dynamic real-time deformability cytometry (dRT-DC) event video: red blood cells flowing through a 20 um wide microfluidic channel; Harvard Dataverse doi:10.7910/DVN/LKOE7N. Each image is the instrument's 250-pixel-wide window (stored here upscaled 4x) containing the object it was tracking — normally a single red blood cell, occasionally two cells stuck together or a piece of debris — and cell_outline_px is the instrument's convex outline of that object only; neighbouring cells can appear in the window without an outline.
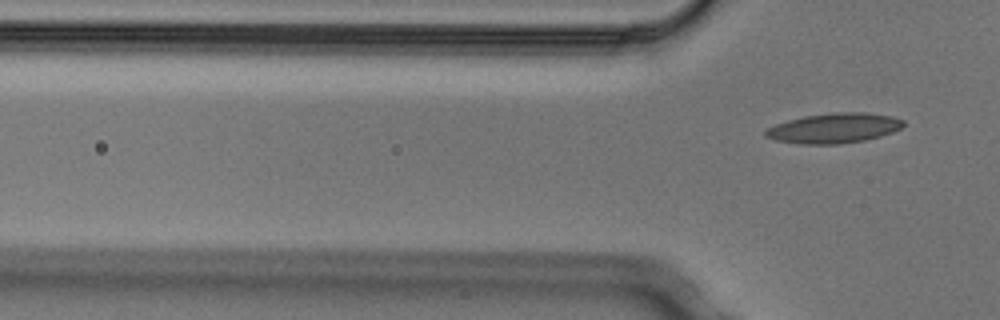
{"species": "Egyptian fruit bat (a non-hibernating species)", "species_latin": "Rousettus aegyptiacus", "temperature_condition": "cold", "stored_images_in_passage": 7, "segment_of_instrument_passage": [2, 2], "camera_frame_rate_fps": 3000, "um_per_image_px": 0.085, "animal": {"sex": "male"}, "frame": {"image": 1, "passage_image": 7, "time_ms": 2.0, "image_size_px": [1000, 320], "cell_outline_px": [[904, 124], [900, 128], [892, 132], [880, 136], [864, 140], [840, 144], [800, 144], [776, 140], [764, 136], [764, 132], [768, 128], [776, 124], [788, 120], [804, 116], [832, 112], [864, 112], [892, 116], [904, 120]], "centroid_in_image_um": [70.88, 10.89], "position_along_channel_um": 54.9, "area_um2": 24.04}}